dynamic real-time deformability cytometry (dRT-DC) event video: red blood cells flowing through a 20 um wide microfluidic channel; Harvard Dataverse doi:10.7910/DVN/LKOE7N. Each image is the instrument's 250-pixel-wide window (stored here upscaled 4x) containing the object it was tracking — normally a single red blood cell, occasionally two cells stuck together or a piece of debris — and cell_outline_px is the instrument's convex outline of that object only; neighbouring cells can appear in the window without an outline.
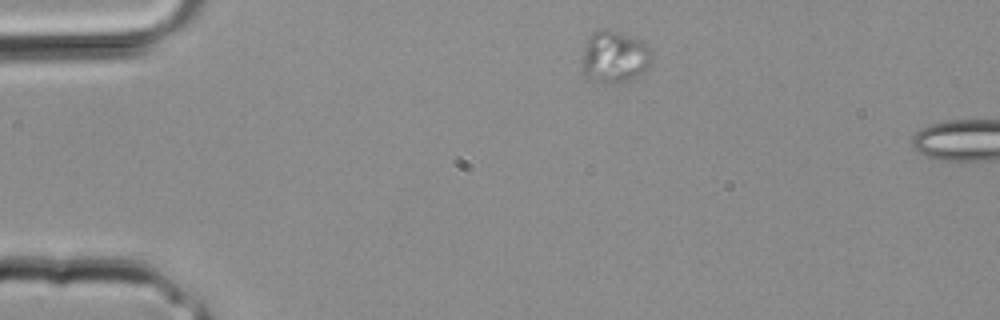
{"species": "common noctule bat (a hibernating species)", "species_latin": "Nyctalus noctula", "temperature_condition": "room temperature", "stored_images_in_passage": 4, "camera_frame_rate_fps": 3000, "um_per_image_px": 0.085, "animal": {"sex": "male", "body_mass_g": 20.4}, "frame": {"image": 1, "passage_image": 1, "time_ms": 0.0, "image_size_px": [1000, 320], "cell_outline_px": [[652, 60], [644, 72], [628, 80], [612, 84], [604, 84], [584, 76], [584, 48], [592, 32], [604, 28], [620, 32], [640, 40], [648, 44], [652, 52]], "centroid_in_image_um": [52.27, 4.83], "position_along_channel_um": 32.7, "area_um2": 21.1}}